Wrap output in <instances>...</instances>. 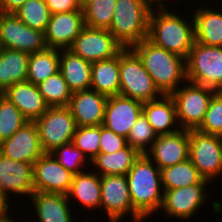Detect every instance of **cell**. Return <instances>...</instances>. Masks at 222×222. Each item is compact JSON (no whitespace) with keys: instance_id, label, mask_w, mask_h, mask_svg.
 <instances>
[{"instance_id":"1","label":"cell","mask_w":222,"mask_h":222,"mask_svg":"<svg viewBox=\"0 0 222 222\" xmlns=\"http://www.w3.org/2000/svg\"><path fill=\"white\" fill-rule=\"evenodd\" d=\"M179 15L157 2L149 16L147 39L186 59L195 42L194 20L191 15L192 21Z\"/></svg>"},{"instance_id":"8","label":"cell","mask_w":222,"mask_h":222,"mask_svg":"<svg viewBox=\"0 0 222 222\" xmlns=\"http://www.w3.org/2000/svg\"><path fill=\"white\" fill-rule=\"evenodd\" d=\"M34 122L44 153H51L57 147L71 143L77 128L68 106L48 107Z\"/></svg>"},{"instance_id":"21","label":"cell","mask_w":222,"mask_h":222,"mask_svg":"<svg viewBox=\"0 0 222 222\" xmlns=\"http://www.w3.org/2000/svg\"><path fill=\"white\" fill-rule=\"evenodd\" d=\"M2 95L12 102L28 121H35L49 107L37 85L29 81L15 83Z\"/></svg>"},{"instance_id":"7","label":"cell","mask_w":222,"mask_h":222,"mask_svg":"<svg viewBox=\"0 0 222 222\" xmlns=\"http://www.w3.org/2000/svg\"><path fill=\"white\" fill-rule=\"evenodd\" d=\"M182 85L170 94L175 103L177 122L180 129L196 130L216 90L189 81Z\"/></svg>"},{"instance_id":"29","label":"cell","mask_w":222,"mask_h":222,"mask_svg":"<svg viewBox=\"0 0 222 222\" xmlns=\"http://www.w3.org/2000/svg\"><path fill=\"white\" fill-rule=\"evenodd\" d=\"M119 54L108 60L92 63L90 89L107 97L119 95Z\"/></svg>"},{"instance_id":"33","label":"cell","mask_w":222,"mask_h":222,"mask_svg":"<svg viewBox=\"0 0 222 222\" xmlns=\"http://www.w3.org/2000/svg\"><path fill=\"white\" fill-rule=\"evenodd\" d=\"M49 107L68 106L72 91L59 71L37 85Z\"/></svg>"},{"instance_id":"25","label":"cell","mask_w":222,"mask_h":222,"mask_svg":"<svg viewBox=\"0 0 222 222\" xmlns=\"http://www.w3.org/2000/svg\"><path fill=\"white\" fill-rule=\"evenodd\" d=\"M197 8V9H196ZM193 12L195 41L207 46L222 47V10L202 5Z\"/></svg>"},{"instance_id":"20","label":"cell","mask_w":222,"mask_h":222,"mask_svg":"<svg viewBox=\"0 0 222 222\" xmlns=\"http://www.w3.org/2000/svg\"><path fill=\"white\" fill-rule=\"evenodd\" d=\"M107 100V96L91 89L73 92L68 107L76 126L102 125Z\"/></svg>"},{"instance_id":"4","label":"cell","mask_w":222,"mask_h":222,"mask_svg":"<svg viewBox=\"0 0 222 222\" xmlns=\"http://www.w3.org/2000/svg\"><path fill=\"white\" fill-rule=\"evenodd\" d=\"M158 0H116L112 23L108 31L124 47L147 39L149 16Z\"/></svg>"},{"instance_id":"43","label":"cell","mask_w":222,"mask_h":222,"mask_svg":"<svg viewBox=\"0 0 222 222\" xmlns=\"http://www.w3.org/2000/svg\"><path fill=\"white\" fill-rule=\"evenodd\" d=\"M10 200H8L1 192H0V220L6 218L9 214V209H11Z\"/></svg>"},{"instance_id":"11","label":"cell","mask_w":222,"mask_h":222,"mask_svg":"<svg viewBox=\"0 0 222 222\" xmlns=\"http://www.w3.org/2000/svg\"><path fill=\"white\" fill-rule=\"evenodd\" d=\"M1 48L22 51L28 54L41 52L48 47L44 32L28 27L14 13L0 12Z\"/></svg>"},{"instance_id":"12","label":"cell","mask_w":222,"mask_h":222,"mask_svg":"<svg viewBox=\"0 0 222 222\" xmlns=\"http://www.w3.org/2000/svg\"><path fill=\"white\" fill-rule=\"evenodd\" d=\"M124 47L108 29L84 26L69 48L74 54L91 63L108 60L118 55Z\"/></svg>"},{"instance_id":"45","label":"cell","mask_w":222,"mask_h":222,"mask_svg":"<svg viewBox=\"0 0 222 222\" xmlns=\"http://www.w3.org/2000/svg\"><path fill=\"white\" fill-rule=\"evenodd\" d=\"M166 1H171L170 3H172V0H158L159 3H161V4H163V5H166V6L168 7ZM188 1H190V0H188ZM195 1H196V0H195ZM164 2H165V3H164Z\"/></svg>"},{"instance_id":"26","label":"cell","mask_w":222,"mask_h":222,"mask_svg":"<svg viewBox=\"0 0 222 222\" xmlns=\"http://www.w3.org/2000/svg\"><path fill=\"white\" fill-rule=\"evenodd\" d=\"M69 201L71 198L79 201L82 207L87 210L100 208L101 204V176L95 171H83L73 175L70 190L67 194Z\"/></svg>"},{"instance_id":"2","label":"cell","mask_w":222,"mask_h":222,"mask_svg":"<svg viewBox=\"0 0 222 222\" xmlns=\"http://www.w3.org/2000/svg\"><path fill=\"white\" fill-rule=\"evenodd\" d=\"M131 49L141 59L144 68L163 95H170L179 85L186 83V59L182 56L158 47L148 39L133 45Z\"/></svg>"},{"instance_id":"32","label":"cell","mask_w":222,"mask_h":222,"mask_svg":"<svg viewBox=\"0 0 222 222\" xmlns=\"http://www.w3.org/2000/svg\"><path fill=\"white\" fill-rule=\"evenodd\" d=\"M115 6L116 0H84L82 10L85 26L109 29Z\"/></svg>"},{"instance_id":"39","label":"cell","mask_w":222,"mask_h":222,"mask_svg":"<svg viewBox=\"0 0 222 222\" xmlns=\"http://www.w3.org/2000/svg\"><path fill=\"white\" fill-rule=\"evenodd\" d=\"M196 130L222 136V91H216L213 94L204 119Z\"/></svg>"},{"instance_id":"9","label":"cell","mask_w":222,"mask_h":222,"mask_svg":"<svg viewBox=\"0 0 222 222\" xmlns=\"http://www.w3.org/2000/svg\"><path fill=\"white\" fill-rule=\"evenodd\" d=\"M189 159L204 179L222 176V136L189 130Z\"/></svg>"},{"instance_id":"27","label":"cell","mask_w":222,"mask_h":222,"mask_svg":"<svg viewBox=\"0 0 222 222\" xmlns=\"http://www.w3.org/2000/svg\"><path fill=\"white\" fill-rule=\"evenodd\" d=\"M30 54L1 48L0 51V92L15 83L27 81L28 61Z\"/></svg>"},{"instance_id":"30","label":"cell","mask_w":222,"mask_h":222,"mask_svg":"<svg viewBox=\"0 0 222 222\" xmlns=\"http://www.w3.org/2000/svg\"><path fill=\"white\" fill-rule=\"evenodd\" d=\"M160 171L163 190H172L194 184H211L204 179L189 158Z\"/></svg>"},{"instance_id":"34","label":"cell","mask_w":222,"mask_h":222,"mask_svg":"<svg viewBox=\"0 0 222 222\" xmlns=\"http://www.w3.org/2000/svg\"><path fill=\"white\" fill-rule=\"evenodd\" d=\"M14 14L28 27L45 32L50 20L47 3L41 0H28Z\"/></svg>"},{"instance_id":"16","label":"cell","mask_w":222,"mask_h":222,"mask_svg":"<svg viewBox=\"0 0 222 222\" xmlns=\"http://www.w3.org/2000/svg\"><path fill=\"white\" fill-rule=\"evenodd\" d=\"M142 109L141 101L122 95L110 96L106 103L102 126L127 138Z\"/></svg>"},{"instance_id":"38","label":"cell","mask_w":222,"mask_h":222,"mask_svg":"<svg viewBox=\"0 0 222 222\" xmlns=\"http://www.w3.org/2000/svg\"><path fill=\"white\" fill-rule=\"evenodd\" d=\"M66 170L73 174L81 173L85 170V164L90 163L89 159L71 142L57 147L50 153Z\"/></svg>"},{"instance_id":"6","label":"cell","mask_w":222,"mask_h":222,"mask_svg":"<svg viewBox=\"0 0 222 222\" xmlns=\"http://www.w3.org/2000/svg\"><path fill=\"white\" fill-rule=\"evenodd\" d=\"M187 81L222 91V47L194 42L186 58Z\"/></svg>"},{"instance_id":"36","label":"cell","mask_w":222,"mask_h":222,"mask_svg":"<svg viewBox=\"0 0 222 222\" xmlns=\"http://www.w3.org/2000/svg\"><path fill=\"white\" fill-rule=\"evenodd\" d=\"M157 134L151 127L145 115L141 113L131 128L128 135L127 144L138 151L140 154H146L157 139Z\"/></svg>"},{"instance_id":"35","label":"cell","mask_w":222,"mask_h":222,"mask_svg":"<svg viewBox=\"0 0 222 222\" xmlns=\"http://www.w3.org/2000/svg\"><path fill=\"white\" fill-rule=\"evenodd\" d=\"M28 120L5 96L0 95V143L9 139Z\"/></svg>"},{"instance_id":"24","label":"cell","mask_w":222,"mask_h":222,"mask_svg":"<svg viewBox=\"0 0 222 222\" xmlns=\"http://www.w3.org/2000/svg\"><path fill=\"white\" fill-rule=\"evenodd\" d=\"M92 63L69 49L59 50V71L72 92L89 90Z\"/></svg>"},{"instance_id":"22","label":"cell","mask_w":222,"mask_h":222,"mask_svg":"<svg viewBox=\"0 0 222 222\" xmlns=\"http://www.w3.org/2000/svg\"><path fill=\"white\" fill-rule=\"evenodd\" d=\"M38 222H73L68 196L60 193L37 192L29 198Z\"/></svg>"},{"instance_id":"23","label":"cell","mask_w":222,"mask_h":222,"mask_svg":"<svg viewBox=\"0 0 222 222\" xmlns=\"http://www.w3.org/2000/svg\"><path fill=\"white\" fill-rule=\"evenodd\" d=\"M142 113L158 136L174 133L180 128L175 103L170 95H162L156 100L144 102Z\"/></svg>"},{"instance_id":"18","label":"cell","mask_w":222,"mask_h":222,"mask_svg":"<svg viewBox=\"0 0 222 222\" xmlns=\"http://www.w3.org/2000/svg\"><path fill=\"white\" fill-rule=\"evenodd\" d=\"M0 192L9 200V195L34 193L33 164L16 161L0 154Z\"/></svg>"},{"instance_id":"42","label":"cell","mask_w":222,"mask_h":222,"mask_svg":"<svg viewBox=\"0 0 222 222\" xmlns=\"http://www.w3.org/2000/svg\"><path fill=\"white\" fill-rule=\"evenodd\" d=\"M28 0H0L1 13H14Z\"/></svg>"},{"instance_id":"31","label":"cell","mask_w":222,"mask_h":222,"mask_svg":"<svg viewBox=\"0 0 222 222\" xmlns=\"http://www.w3.org/2000/svg\"><path fill=\"white\" fill-rule=\"evenodd\" d=\"M59 72V49L47 48L30 54L27 81L35 85Z\"/></svg>"},{"instance_id":"17","label":"cell","mask_w":222,"mask_h":222,"mask_svg":"<svg viewBox=\"0 0 222 222\" xmlns=\"http://www.w3.org/2000/svg\"><path fill=\"white\" fill-rule=\"evenodd\" d=\"M146 155L163 169L189 158V130L180 129L171 134L159 135Z\"/></svg>"},{"instance_id":"46","label":"cell","mask_w":222,"mask_h":222,"mask_svg":"<svg viewBox=\"0 0 222 222\" xmlns=\"http://www.w3.org/2000/svg\"><path fill=\"white\" fill-rule=\"evenodd\" d=\"M41 1L47 3L49 0H41Z\"/></svg>"},{"instance_id":"40","label":"cell","mask_w":222,"mask_h":222,"mask_svg":"<svg viewBox=\"0 0 222 222\" xmlns=\"http://www.w3.org/2000/svg\"><path fill=\"white\" fill-rule=\"evenodd\" d=\"M127 139L100 125V150L102 153H114L127 146Z\"/></svg>"},{"instance_id":"13","label":"cell","mask_w":222,"mask_h":222,"mask_svg":"<svg viewBox=\"0 0 222 222\" xmlns=\"http://www.w3.org/2000/svg\"><path fill=\"white\" fill-rule=\"evenodd\" d=\"M207 184H194L172 190H164L163 201L160 211L168 217L180 220H189L197 215L203 207L208 195L205 191Z\"/></svg>"},{"instance_id":"14","label":"cell","mask_w":222,"mask_h":222,"mask_svg":"<svg viewBox=\"0 0 222 222\" xmlns=\"http://www.w3.org/2000/svg\"><path fill=\"white\" fill-rule=\"evenodd\" d=\"M73 175L50 153H44L33 164L34 191L67 195Z\"/></svg>"},{"instance_id":"15","label":"cell","mask_w":222,"mask_h":222,"mask_svg":"<svg viewBox=\"0 0 222 222\" xmlns=\"http://www.w3.org/2000/svg\"><path fill=\"white\" fill-rule=\"evenodd\" d=\"M0 154L16 161L34 164L44 154L36 123L26 122L9 139L1 142Z\"/></svg>"},{"instance_id":"10","label":"cell","mask_w":222,"mask_h":222,"mask_svg":"<svg viewBox=\"0 0 222 222\" xmlns=\"http://www.w3.org/2000/svg\"><path fill=\"white\" fill-rule=\"evenodd\" d=\"M100 208L105 210L108 222H121L129 214L133 222L145 221L132 205L126 175L101 176Z\"/></svg>"},{"instance_id":"37","label":"cell","mask_w":222,"mask_h":222,"mask_svg":"<svg viewBox=\"0 0 222 222\" xmlns=\"http://www.w3.org/2000/svg\"><path fill=\"white\" fill-rule=\"evenodd\" d=\"M72 143L91 161L100 150V125L77 127Z\"/></svg>"},{"instance_id":"28","label":"cell","mask_w":222,"mask_h":222,"mask_svg":"<svg viewBox=\"0 0 222 222\" xmlns=\"http://www.w3.org/2000/svg\"><path fill=\"white\" fill-rule=\"evenodd\" d=\"M140 155L141 154L130 145L114 153L99 152L98 155L90 161L91 165H93L91 166V170L97 168L98 170H95V173L100 176L127 175Z\"/></svg>"},{"instance_id":"19","label":"cell","mask_w":222,"mask_h":222,"mask_svg":"<svg viewBox=\"0 0 222 222\" xmlns=\"http://www.w3.org/2000/svg\"><path fill=\"white\" fill-rule=\"evenodd\" d=\"M84 26L83 11L51 14L44 32L47 47L69 49Z\"/></svg>"},{"instance_id":"44","label":"cell","mask_w":222,"mask_h":222,"mask_svg":"<svg viewBox=\"0 0 222 222\" xmlns=\"http://www.w3.org/2000/svg\"><path fill=\"white\" fill-rule=\"evenodd\" d=\"M0 222H15V220H13V218H11L10 215H8L6 218L1 219ZM17 222V220H16Z\"/></svg>"},{"instance_id":"3","label":"cell","mask_w":222,"mask_h":222,"mask_svg":"<svg viewBox=\"0 0 222 222\" xmlns=\"http://www.w3.org/2000/svg\"><path fill=\"white\" fill-rule=\"evenodd\" d=\"M126 178L134 209L145 220L158 213L164 194L159 167L146 154H141Z\"/></svg>"},{"instance_id":"41","label":"cell","mask_w":222,"mask_h":222,"mask_svg":"<svg viewBox=\"0 0 222 222\" xmlns=\"http://www.w3.org/2000/svg\"><path fill=\"white\" fill-rule=\"evenodd\" d=\"M47 6L51 14L83 11L81 0H49Z\"/></svg>"},{"instance_id":"5","label":"cell","mask_w":222,"mask_h":222,"mask_svg":"<svg viewBox=\"0 0 222 222\" xmlns=\"http://www.w3.org/2000/svg\"><path fill=\"white\" fill-rule=\"evenodd\" d=\"M120 93L142 103L160 98L163 94L155 86L141 59L131 48L119 53Z\"/></svg>"}]
</instances>
